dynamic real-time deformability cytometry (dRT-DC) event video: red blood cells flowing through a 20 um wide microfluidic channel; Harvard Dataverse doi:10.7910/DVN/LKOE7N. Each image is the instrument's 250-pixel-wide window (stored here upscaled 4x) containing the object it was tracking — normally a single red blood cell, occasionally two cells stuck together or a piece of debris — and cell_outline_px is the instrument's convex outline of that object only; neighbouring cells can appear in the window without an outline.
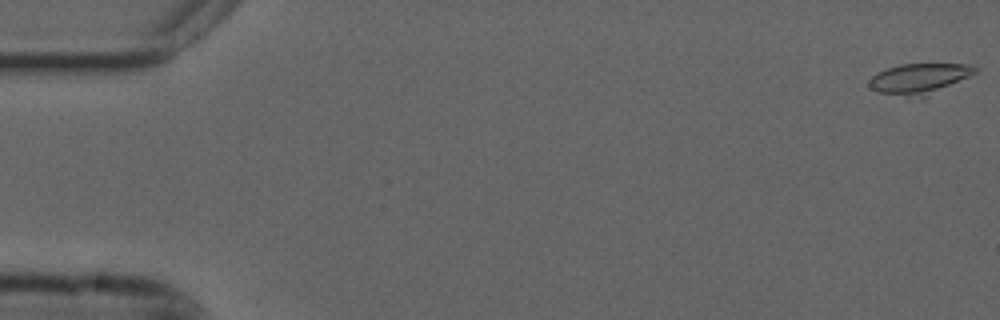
{"species": "common noctule bat (a hibernating species)", "species_latin": "Nyctalus noctula", "temperature_condition": "cold", "stored_images_in_passage": 12, "camera_frame_rate_fps": 3000, "um_per_image_px": 0.085, "animal": {"sex": "male", "forearm_length_mm": 52.5}, "frame": {"image": 1, "passage_image": 1, "time_ms": 0.0, "image_size_px": [1000, 320], "cell_outline_px": [[976, 72], [928, 96], [908, 100], [880, 92], [872, 88], [868, 84], [868, 80], [872, 76], [888, 68], [900, 64], [972, 64], [976, 68]], "centroid_in_image_um": [78.09, 6.72], "position_along_channel_um": 6.9, "area_um2": 18.9}}